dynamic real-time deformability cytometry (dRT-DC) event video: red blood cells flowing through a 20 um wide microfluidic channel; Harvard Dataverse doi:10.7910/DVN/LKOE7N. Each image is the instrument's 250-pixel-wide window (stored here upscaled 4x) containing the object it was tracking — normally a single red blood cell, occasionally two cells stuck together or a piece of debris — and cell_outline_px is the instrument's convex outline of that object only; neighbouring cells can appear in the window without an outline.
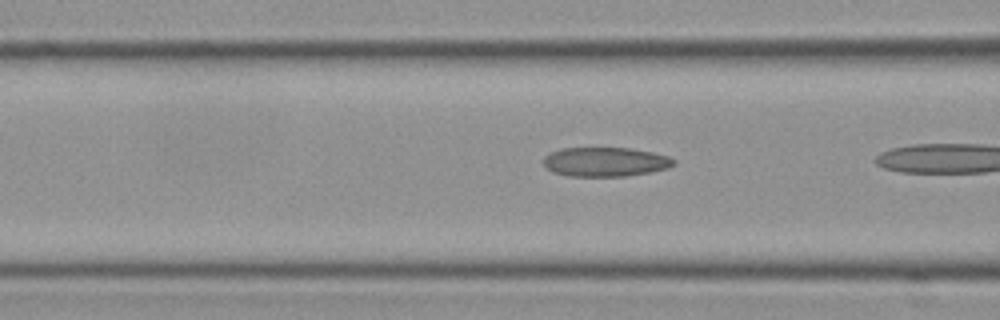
{"species": "Egyptian fruit bat (a non-hibernating species)", "species_latin": "Rousettus aegyptiacus", "temperature_condition": "cold", "stored_images_in_passage": 18, "camera_frame_rate_fps": 3000, "um_per_image_px": 0.085, "frame": {"image": 1, "passage_image": 16, "time_ms": 5.0, "image_size_px": [1000, 320], "cell_outline_px": [[676, 164], [668, 168], [652, 172], [624, 176], [568, 176], [552, 172], [544, 164], [544, 156], [560, 148], [632, 148], [652, 152], [668, 156], [676, 160]], "centroid_in_image_um": [51.48, 13.76], "position_along_channel_um": 115.1, "area_um2": 22.31}}